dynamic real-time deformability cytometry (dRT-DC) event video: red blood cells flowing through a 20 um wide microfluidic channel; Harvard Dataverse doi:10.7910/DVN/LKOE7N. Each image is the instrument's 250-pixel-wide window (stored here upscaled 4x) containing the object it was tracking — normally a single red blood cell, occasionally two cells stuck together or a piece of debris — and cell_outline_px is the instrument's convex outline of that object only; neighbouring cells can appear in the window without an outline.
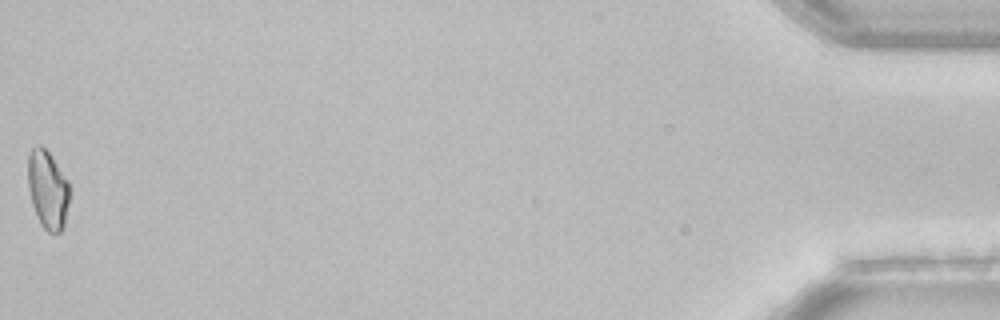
{"species": "common noctule bat (a hibernating species)", "species_latin": "Nyctalus noctula", "temperature_condition": "room temperature", "stored_images_in_passage": 39, "camera_frame_rate_fps": 3000, "um_per_image_px": 0.085, "animal": {"sex": "female", "body_mass_g": 22.7, "forearm_length_mm": 54.2}, "frame": {"image": 1, "passage_image": 39, "time_ms": 12.667, "image_size_px": [1000, 320], "cell_outline_px": [[68, 204], [64, 224], [60, 232], [48, 232], [40, 224], [32, 204], [28, 188], [28, 156], [32, 148], [40, 144], [48, 152], [68, 180]], "centroid_in_image_um": [4.03, 16.11], "position_along_channel_um": 431.2, "area_um2": 18.73}, "authors_computed_cell_mechanics": {"area_um2": 19.7676, "velocity_mm_per_s": 3.8802, "shape_relaxation_time_tau1_ms": 6.107, "shape_relaxation_time_tau2_ms": null, "deformation_change_tau1": 0.1173, "deformation_change_tau2": null}}